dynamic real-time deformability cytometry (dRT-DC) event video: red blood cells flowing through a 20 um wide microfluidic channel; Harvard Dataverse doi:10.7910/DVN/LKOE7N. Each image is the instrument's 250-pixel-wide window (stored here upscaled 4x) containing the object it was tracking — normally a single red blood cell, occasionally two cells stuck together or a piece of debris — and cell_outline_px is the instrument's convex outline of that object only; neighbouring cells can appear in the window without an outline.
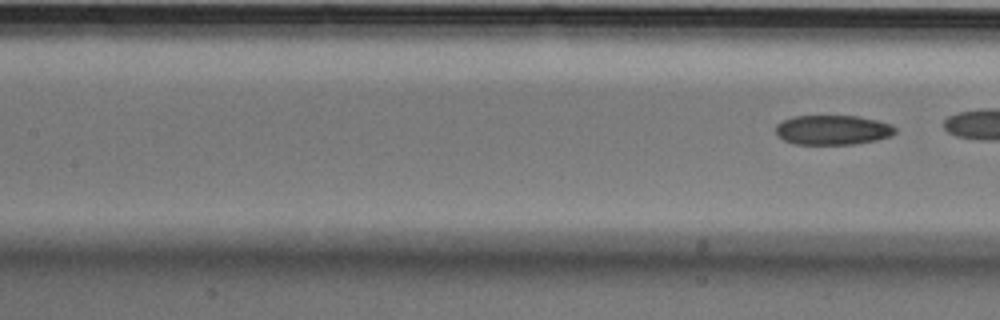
{"species": "Egyptian fruit bat (a non-hibernating species)", "species_latin": "Rousettus aegyptiacus", "temperature_condition": "cold", "stored_images_in_passage": 6, "segment_of_instrument_passage": [2, 2], "camera_frame_rate_fps": 3000, "um_per_image_px": 0.085, "animal": {"sex": "male"}, "frame": {"image": 1, "passage_image": 6, "time_ms": 1.667, "image_size_px": [1000, 320], "cell_outline_px": [[896, 132], [892, 136], [876, 140], [856, 144], [796, 144], [784, 140], [776, 132], [776, 124], [784, 120], [796, 116], [856, 116], [876, 120], [892, 124], [896, 128]], "centroid_in_image_um": [70.82, 11.05], "position_along_channel_um": 136.6, "area_um2": 20.58}}